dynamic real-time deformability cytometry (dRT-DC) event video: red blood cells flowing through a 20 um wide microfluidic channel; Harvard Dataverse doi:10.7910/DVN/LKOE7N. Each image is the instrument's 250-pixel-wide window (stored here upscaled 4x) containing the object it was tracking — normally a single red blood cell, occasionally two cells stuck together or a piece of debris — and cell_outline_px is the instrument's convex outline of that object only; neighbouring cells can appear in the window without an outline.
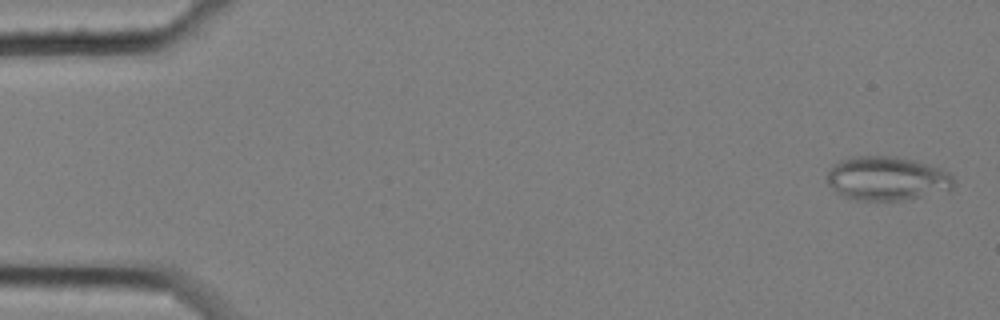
{"species": "common noctule bat (a hibernating species)", "species_latin": "Nyctalus noctula", "temperature_condition": "cold", "stored_images_in_passage": 57, "camera_frame_rate_fps": 3000, "um_per_image_px": 0.085, "animal": {"sex": "female", "body_mass_g": 25.1}, "frame": {"image": 1, "passage_image": 1, "time_ms": 0.0, "image_size_px": [1000, 320], "cell_outline_px": [[952, 188], [948, 192], [904, 200], [856, 200], [844, 196], [832, 188], [828, 184], [828, 172], [832, 164], [840, 160], [852, 156], [896, 156], [928, 164], [940, 168], [948, 172], [952, 176]], "centroid_in_image_um": [75.4, 15.17], "position_along_channel_um": 9.6, "area_um2": 32.6}}
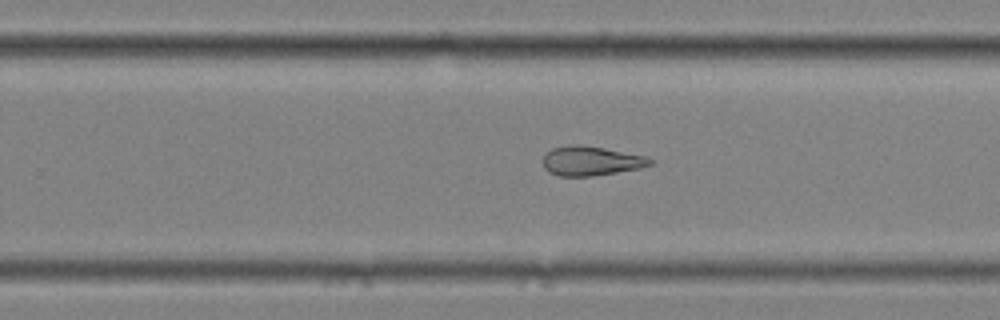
{"frame": {"image": 2, "passage_image": 36, "time_ms": 11.667, "image_size_px": [1000, 320], "cell_outline_px": [[656, 160], [652, 164], [640, 168], [592, 176], [560, 176], [548, 172], [544, 168], [544, 156], [552, 148], [568, 144], [580, 144], [604, 148], [644, 156]], "centroid_in_image_um": [50.23, 13.67], "position_along_channel_um": 279.6, "area_um2": 18.32}}
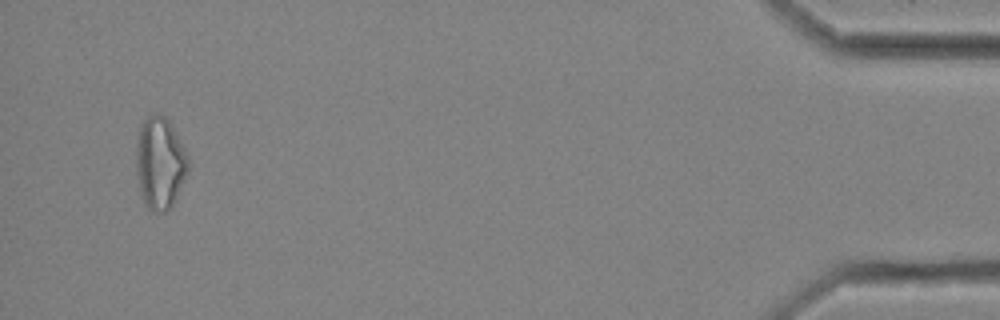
{"frame": {"image": 3, "passage_image": 55, "time_ms": 18.0, "image_size_px": [1000, 320], "cell_outline_px": [[188, 172], [172, 204], [164, 212], [152, 212], [144, 204], [140, 192], [136, 172], [136, 144], [140, 128], [144, 120], [148, 116], [156, 112], [160, 112], [168, 120], [180, 140], [188, 156]], "centroid_in_image_um": [13.58, 13.85], "position_along_channel_um": 421.6, "area_um2": 27.86}, "authors_computed_cell_mechanics": {"area_um2": 22.6576, "velocity_mm_per_s": 3.4667, "shape_relaxation_time_tau1_ms": null, "shape_relaxation_time_tau2_ms": 6.2269, "deformation_change_tau1": null, "deformation_change_tau2": 0.1701}}